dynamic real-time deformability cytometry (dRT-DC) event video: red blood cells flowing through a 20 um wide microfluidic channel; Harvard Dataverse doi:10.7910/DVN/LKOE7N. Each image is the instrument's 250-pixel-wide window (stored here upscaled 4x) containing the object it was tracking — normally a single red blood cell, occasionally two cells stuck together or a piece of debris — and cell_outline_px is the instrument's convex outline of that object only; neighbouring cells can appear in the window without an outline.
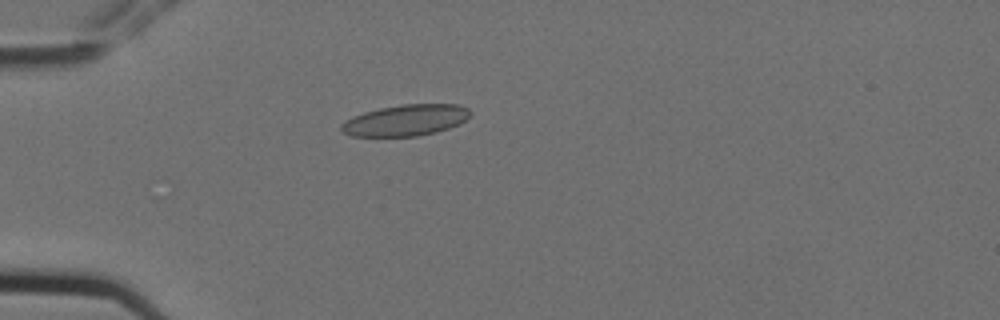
{"species": "Egyptian fruit bat (a non-hibernating species)", "species_latin": "Rousettus aegyptiacus", "temperature_condition": "cold", "stored_images_in_passage": 5, "camera_frame_rate_fps": 3000, "um_per_image_px": 0.085, "animal": {"sex": "female"}, "frame": {"image": 1, "passage_image": 5, "time_ms": 1.333, "image_size_px": [1000, 320], "cell_outline_px": [[472, 112], [460, 124], [436, 132], [416, 136], [352, 136], [340, 132], [340, 124], [344, 120], [352, 116], [364, 112], [380, 108], [400, 104], [460, 104], [468, 108]], "centroid_in_image_um": [34.45, 10.21], "position_along_channel_um": 50.6, "area_um2": 23.64}}